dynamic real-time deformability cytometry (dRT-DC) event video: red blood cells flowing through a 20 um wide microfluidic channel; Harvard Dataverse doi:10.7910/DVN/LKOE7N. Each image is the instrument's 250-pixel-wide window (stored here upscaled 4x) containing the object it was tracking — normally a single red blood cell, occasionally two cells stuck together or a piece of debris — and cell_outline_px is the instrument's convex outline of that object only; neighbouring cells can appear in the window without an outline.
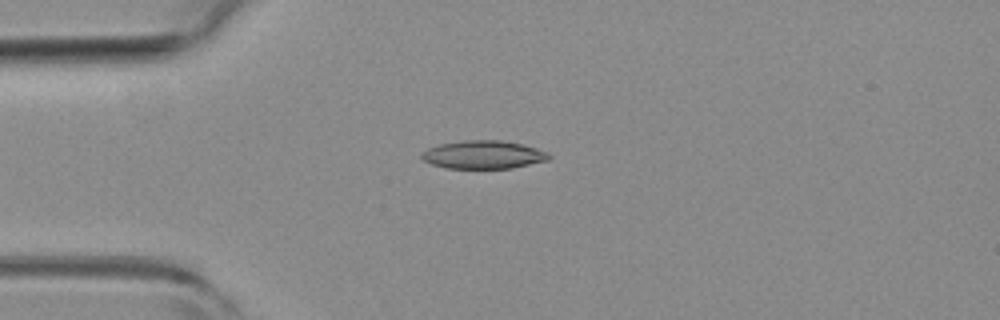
{"species": "common noctule bat (a hibernating species)", "species_latin": "Nyctalus noctula", "temperature_condition": "room temperature", "stored_images_in_passage": 5, "camera_frame_rate_fps": 3000, "um_per_image_px": 0.085, "animal": {"sex": "female", "body_mass_g": 19.3, "forearm_length_mm": 54.1}, "frame": {"image": 1, "passage_image": 3, "time_ms": 0.667, "image_size_px": [1000, 320], "cell_outline_px": [[552, 156], [548, 160], [512, 168], [444, 168], [432, 164], [424, 160], [420, 156], [420, 152], [428, 148], [440, 144], [464, 140], [500, 140], [520, 144], [536, 148], [548, 152]], "centroid_in_image_um": [41.07, 13.15], "position_along_channel_um": 43.9, "area_um2": 20.87}}
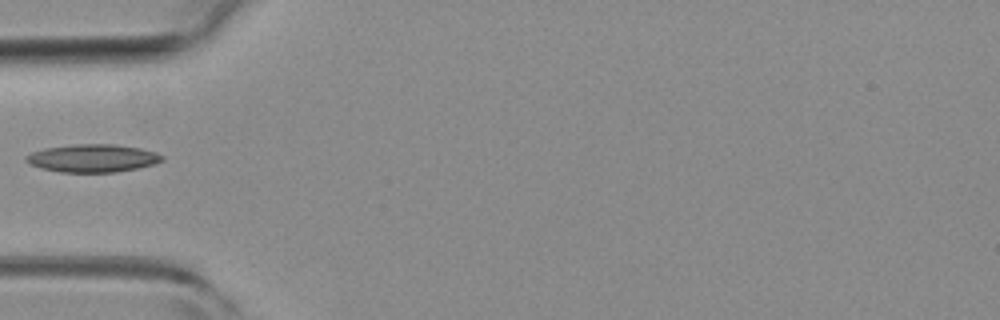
{"frame": {"image": 2, "passage_image": 4, "time_ms": 1.0, "image_size_px": [1000, 320], "cell_outline_px": [[164, 160], [140, 168], [116, 172], [60, 172], [40, 168], [28, 164], [24, 160], [24, 156], [32, 152], [44, 148], [76, 144], [112, 144], [140, 148], [156, 152], [164, 156]], "centroid_in_image_um": [7.85, 13.45], "position_along_channel_um": 77.2, "area_um2": 22.25}}
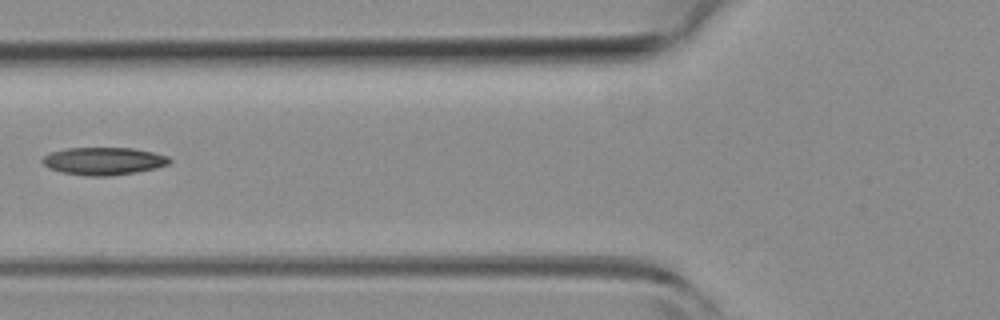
{"frame": {"image": 3, "passage_image": 5, "time_ms": 1.333, "image_size_px": [1000, 320], "cell_outline_px": [[172, 160], [168, 164], [156, 168], [136, 172], [108, 176], [88, 176], [60, 172], [48, 168], [40, 160], [48, 152], [68, 148], [132, 148], [152, 152], [168, 156]], "centroid_in_image_um": [8.77, 13.69], "position_along_channel_um": 117.0, "area_um2": 20.52}}